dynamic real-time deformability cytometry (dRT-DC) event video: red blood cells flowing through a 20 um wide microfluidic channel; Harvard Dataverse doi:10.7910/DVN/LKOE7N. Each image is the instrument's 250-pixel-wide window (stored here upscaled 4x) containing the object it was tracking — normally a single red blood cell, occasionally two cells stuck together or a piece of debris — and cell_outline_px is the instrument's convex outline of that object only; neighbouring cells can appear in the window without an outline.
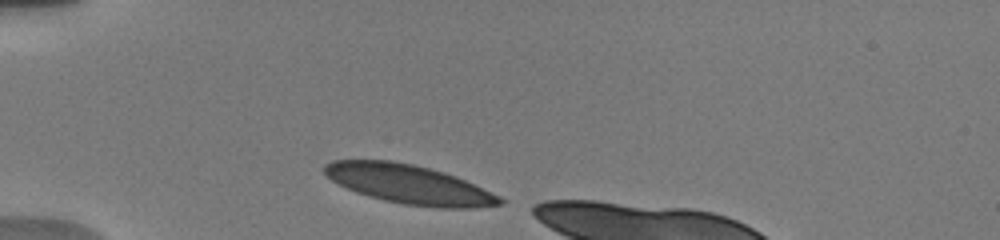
{"species": "human", "species_latin": "Homo sapiens", "temperature_condition": "warm", "stored_images_in_passage": 24, "camera_frame_rate_fps": 3000, "um_per_image_px": 0.085, "donor": {"sex": "male"}, "frame": {"image": 1, "passage_image": 1, "time_ms": 0.0, "image_size_px": [1000, 240], "cell_outline_px": [[508, 200], [504, 204], [472, 208], [436, 208], [404, 204], [384, 200], [356, 192], [332, 180], [324, 172], [324, 164], [332, 160], [392, 160], [412, 164], [444, 172], [456, 176], [500, 196]], "centroid_in_image_um": [34.81, 15.67], "position_along_channel_um": 50.2, "area_um2": 39.82}}
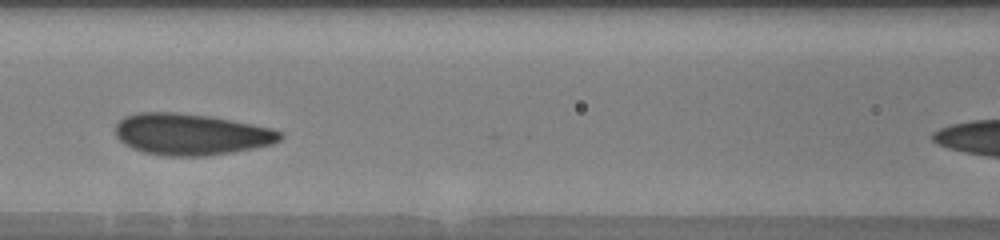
{"frame": {"image": 2, "passage_image": 9, "time_ms": 3.333, "image_size_px": [1000, 240], "cell_outline_px": [[284, 136], [280, 140], [272, 144], [232, 152], [204, 156], [164, 156], [144, 152], [132, 148], [124, 144], [116, 136], [116, 124], [124, 116], [140, 112], [176, 112], [212, 116], [272, 128], [284, 132]], "centroid_in_image_um": [16.24, 11.41], "position_along_channel_um": 150.4, "area_um2": 39.94}}
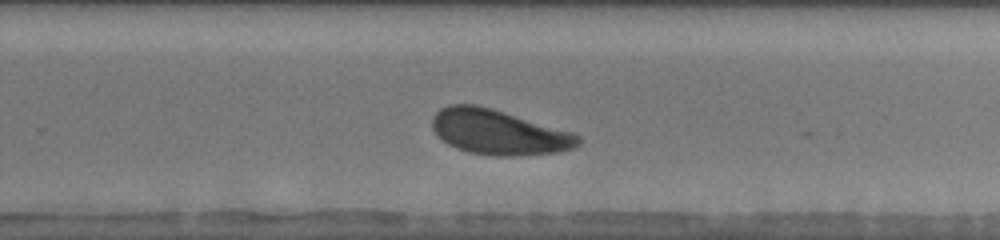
{"frame": {"image": 3, "passage_image": 19, "time_ms": 7.0, "image_size_px": [1000, 240], "cell_outline_px": [[580, 144], [572, 148], [556, 152], [516, 156], [496, 156], [468, 152], [456, 148], [448, 144], [432, 128], [432, 120], [436, 112], [440, 108], [448, 104], [476, 104], [492, 108], [572, 132], [580, 136]], "centroid_in_image_um": [42.37, 11.23], "position_along_channel_um": 287.4, "area_um2": 38.09}}